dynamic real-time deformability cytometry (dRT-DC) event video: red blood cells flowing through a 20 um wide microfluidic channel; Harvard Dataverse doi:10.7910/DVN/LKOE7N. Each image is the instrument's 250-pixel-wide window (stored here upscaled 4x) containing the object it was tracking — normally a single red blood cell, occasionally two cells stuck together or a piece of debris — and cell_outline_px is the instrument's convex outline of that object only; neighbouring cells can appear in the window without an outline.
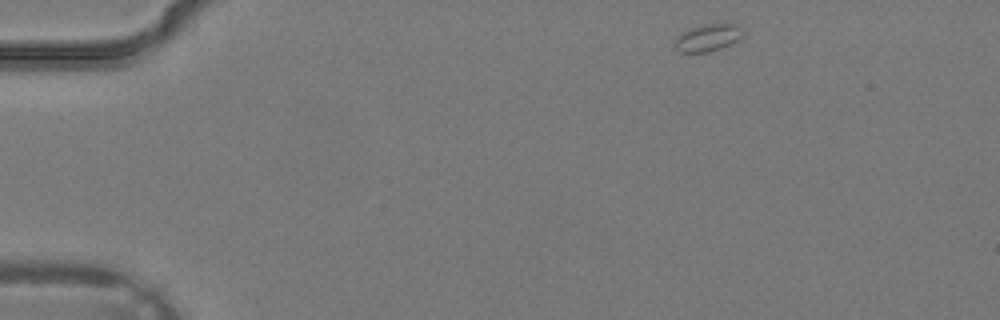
{"species": "common noctule bat (a hibernating species)", "species_latin": "Nyctalus noctula", "temperature_condition": "warm", "stored_images_in_passage": 33, "camera_frame_rate_fps": 3000, "um_per_image_px": 0.085, "animal": {"sex": "male", "body_mass_g": 19.2, "forearm_length_mm": 51.8}, "frame": {"image": 1, "passage_image": 1, "time_ms": 0.0, "image_size_px": [1000, 320], "cell_outline_px": [[744, 32], [740, 40], [720, 48], [708, 52], [680, 52], [676, 48], [676, 40], [684, 32], [692, 28], [704, 24], [736, 24]], "centroid_in_image_um": [60.23, 3.21], "position_along_channel_um": 24.8, "area_um2": 10.46}}